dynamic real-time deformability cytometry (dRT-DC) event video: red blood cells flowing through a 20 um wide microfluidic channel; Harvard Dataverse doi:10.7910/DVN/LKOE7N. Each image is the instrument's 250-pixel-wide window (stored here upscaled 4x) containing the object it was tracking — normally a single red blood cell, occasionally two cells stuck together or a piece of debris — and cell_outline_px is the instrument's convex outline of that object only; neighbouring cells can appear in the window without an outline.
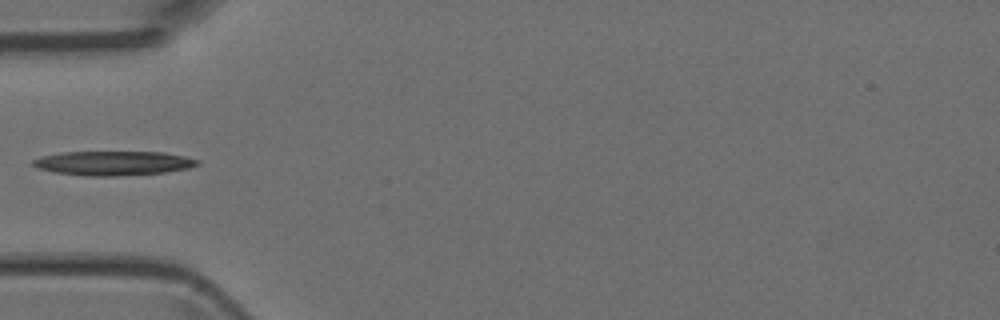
{"species": "Egyptian fruit bat (a non-hibernating species)", "species_latin": "Rousettus aegyptiacus", "temperature_condition": "room temperature", "stored_images_in_passage": 6, "camera_frame_rate_fps": 3000, "um_per_image_px": 0.085, "animal": {"sex": "female"}, "frame": {"image": 1, "passage_image": 5, "time_ms": 5.333, "image_size_px": [1000, 320], "cell_outline_px": [[200, 164], [188, 168], [164, 172], [116, 176], [84, 176], [56, 172], [36, 168], [32, 164], [32, 160], [40, 156], [60, 152], [164, 152], [184, 156], [200, 160]], "centroid_in_image_um": [9.6, 13.86], "position_along_channel_um": 75.4, "area_um2": 23.35}}
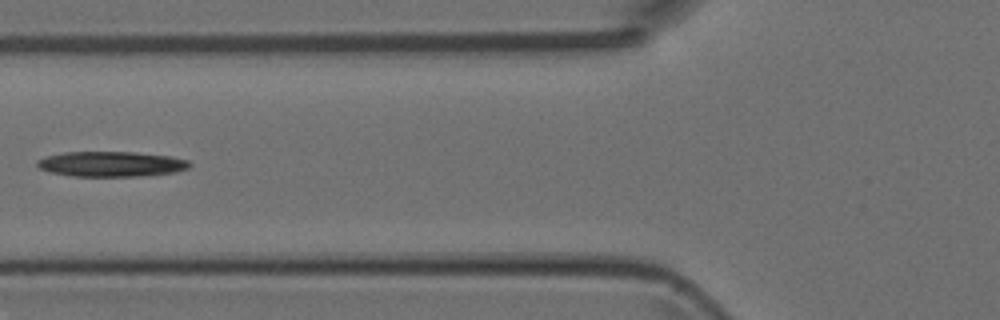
{"frame": {"image": 2, "passage_image": 6, "time_ms": 6.333, "image_size_px": [1000, 320], "cell_outline_px": [[192, 164], [188, 168], [176, 172], [140, 176], [72, 176], [48, 172], [40, 168], [36, 164], [36, 160], [44, 156], [64, 152], [136, 152], [172, 156], [188, 160]], "centroid_in_image_um": [9.44, 13.94], "position_along_channel_um": 116.4, "area_um2": 22.6}}